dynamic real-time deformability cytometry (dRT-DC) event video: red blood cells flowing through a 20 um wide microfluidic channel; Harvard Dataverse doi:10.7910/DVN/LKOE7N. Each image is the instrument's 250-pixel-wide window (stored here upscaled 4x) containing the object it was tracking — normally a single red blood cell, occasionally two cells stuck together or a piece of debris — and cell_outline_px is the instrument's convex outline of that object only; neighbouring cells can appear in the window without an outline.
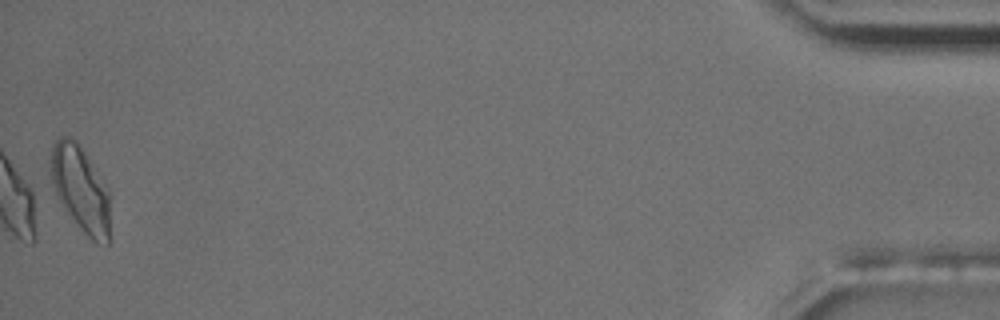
{"species": "common noctule bat (a hibernating species)", "species_latin": "Nyctalus noctula", "temperature_condition": "room temperature", "stored_images_in_passage": 17, "camera_frame_rate_fps": 3000, "um_per_image_px": 0.085, "animal": {"sex": "male", "body_mass_g": 17.5, "forearm_length_mm": 52.3}, "frame": {"image": 1, "passage_image": 17, "time_ms": 18.333, "image_size_px": [1000, 320], "cell_outline_px": [[108, 244], [96, 244], [80, 228], [64, 208], [56, 192], [52, 180], [52, 144], [60, 136], [72, 136], [76, 140], [108, 188]], "centroid_in_image_um": [6.85, 16.04], "position_along_channel_um": 428.4, "area_um2": 28.78}, "authors_computed_cell_mechanics": {"area_um2": 23.5246, "velocity_mm_per_s": 3.54, "shape_relaxation_time_tau1_ms": 6.6485, "shape_relaxation_time_tau2_ms": 2.2835, "deformation_change_tau1": 0.156, "deformation_change_tau2": 0.0797}}